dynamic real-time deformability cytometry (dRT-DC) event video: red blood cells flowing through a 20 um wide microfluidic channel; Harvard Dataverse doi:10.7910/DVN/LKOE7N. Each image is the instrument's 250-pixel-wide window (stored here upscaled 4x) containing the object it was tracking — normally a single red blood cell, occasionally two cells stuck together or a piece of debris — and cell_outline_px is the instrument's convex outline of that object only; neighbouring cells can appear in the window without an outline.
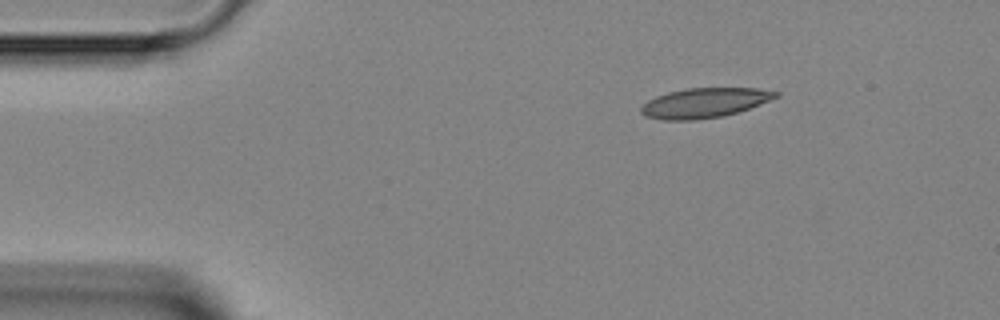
{"species": "Egyptian fruit bat (a non-hibernating species)", "species_latin": "Rousettus aegyptiacus", "temperature_condition": "room temperature", "stored_images_in_passage": 2, "camera_frame_rate_fps": 3000, "um_per_image_px": 0.085, "animal": {"sex": "female"}, "frame": {"image": 1, "passage_image": 1, "time_ms": 0.0, "image_size_px": [1000, 320], "cell_outline_px": [[780, 96], [760, 104], [724, 116], [692, 120], [664, 120], [644, 116], [640, 112], [640, 108], [648, 100], [656, 96], [668, 92], [684, 88], [756, 88], [780, 92]], "centroid_in_image_um": [59.87, 8.74], "position_along_channel_um": 25.1, "area_um2": 23.35}}